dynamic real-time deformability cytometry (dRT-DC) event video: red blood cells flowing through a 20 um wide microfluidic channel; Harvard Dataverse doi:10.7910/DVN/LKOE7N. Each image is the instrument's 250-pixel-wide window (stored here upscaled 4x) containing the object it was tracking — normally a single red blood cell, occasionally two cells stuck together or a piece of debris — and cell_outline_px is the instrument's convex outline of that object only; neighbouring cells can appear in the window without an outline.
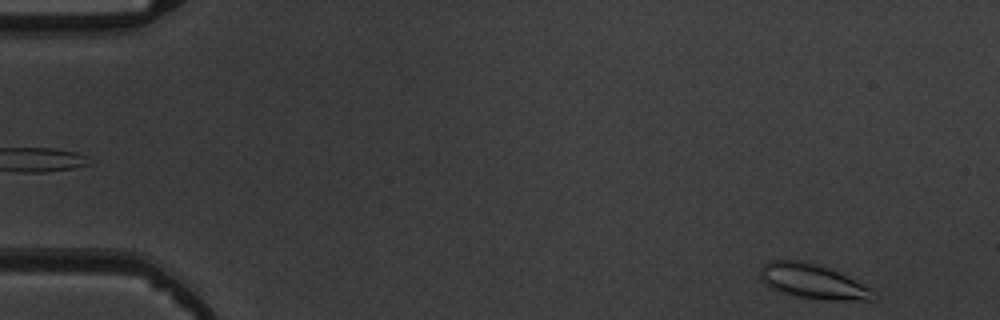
{"species": "common noctule bat (a hibernating species)", "species_latin": "Nyctalus noctula", "temperature_condition": "warm", "stored_images_in_passage": 4, "segment_of_instrument_passage": [2, 2], "camera_frame_rate_fps": 3000, "um_per_image_px": 0.085, "animal": {"sex": "male", "body_mass_g": 19.5, "forearm_length_mm": 54.6}, "frame": {"image": 1, "passage_image": 4, "time_ms": 3.333, "image_size_px": [1000, 320], "cell_outline_px": [[880, 296], [876, 300], [828, 300], [796, 296], [768, 288], [764, 284], [760, 276], [760, 268], [768, 260], [796, 260], [820, 264], [872, 288]], "centroid_in_image_um": [69.11, 23.93], "position_along_channel_um": 15.9, "area_um2": 23.12}}